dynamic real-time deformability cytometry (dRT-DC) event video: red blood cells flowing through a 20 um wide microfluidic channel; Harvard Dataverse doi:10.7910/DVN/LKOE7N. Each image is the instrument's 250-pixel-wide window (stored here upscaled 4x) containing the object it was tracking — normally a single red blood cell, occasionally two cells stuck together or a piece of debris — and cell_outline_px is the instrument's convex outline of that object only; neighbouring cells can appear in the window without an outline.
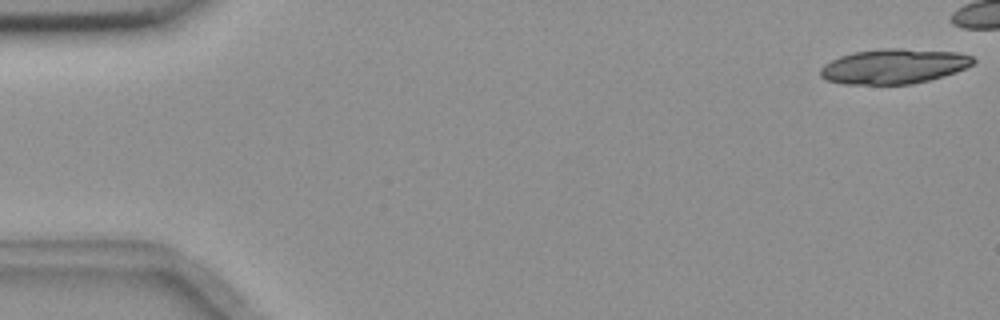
{"species": "common noctule bat (a hibernating species)", "species_latin": "Nyctalus noctula", "temperature_condition": "room temperature", "stored_images_in_passage": 17, "camera_frame_rate_fps": 3000, "um_per_image_px": 0.085, "animal": {"sex": "female", "body_mass_g": 18.4}, "frame": {"image": 1, "passage_image": 1, "time_ms": 0.0, "image_size_px": [1000, 320], "cell_outline_px": [[976, 60], [972, 64], [956, 72], [928, 80], [912, 84], [844, 84], [824, 80], [820, 76], [820, 68], [824, 64], [840, 56], [852, 52], [880, 48], [904, 48], [956, 52], [972, 56]], "centroid_in_image_um": [75.94, 5.63], "position_along_channel_um": 9.1, "area_um2": 31.21}}